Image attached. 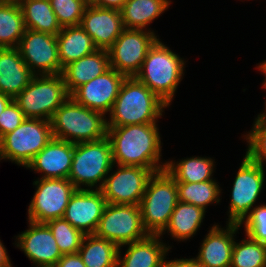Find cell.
Wrapping results in <instances>:
<instances>
[{
  "label": "cell",
  "mask_w": 266,
  "mask_h": 267,
  "mask_svg": "<svg viewBox=\"0 0 266 267\" xmlns=\"http://www.w3.org/2000/svg\"><path fill=\"white\" fill-rule=\"evenodd\" d=\"M33 184L37 189L29 204L28 220L46 223L63 218L70 197L76 191L72 182L69 179L38 178Z\"/></svg>",
  "instance_id": "cell-12"
},
{
  "label": "cell",
  "mask_w": 266,
  "mask_h": 267,
  "mask_svg": "<svg viewBox=\"0 0 266 267\" xmlns=\"http://www.w3.org/2000/svg\"><path fill=\"white\" fill-rule=\"evenodd\" d=\"M69 97L62 74L35 75L13 100L26 118L50 121Z\"/></svg>",
  "instance_id": "cell-7"
},
{
  "label": "cell",
  "mask_w": 266,
  "mask_h": 267,
  "mask_svg": "<svg viewBox=\"0 0 266 267\" xmlns=\"http://www.w3.org/2000/svg\"><path fill=\"white\" fill-rule=\"evenodd\" d=\"M17 48L34 75L62 74L56 35L26 29Z\"/></svg>",
  "instance_id": "cell-14"
},
{
  "label": "cell",
  "mask_w": 266,
  "mask_h": 267,
  "mask_svg": "<svg viewBox=\"0 0 266 267\" xmlns=\"http://www.w3.org/2000/svg\"><path fill=\"white\" fill-rule=\"evenodd\" d=\"M118 249L114 242L90 234L84 236L78 253L86 267H117Z\"/></svg>",
  "instance_id": "cell-28"
},
{
  "label": "cell",
  "mask_w": 266,
  "mask_h": 267,
  "mask_svg": "<svg viewBox=\"0 0 266 267\" xmlns=\"http://www.w3.org/2000/svg\"><path fill=\"white\" fill-rule=\"evenodd\" d=\"M111 144L107 137L74 144V153L68 179L76 189L100 190L106 176L114 167ZM98 183V184H97Z\"/></svg>",
  "instance_id": "cell-6"
},
{
  "label": "cell",
  "mask_w": 266,
  "mask_h": 267,
  "mask_svg": "<svg viewBox=\"0 0 266 267\" xmlns=\"http://www.w3.org/2000/svg\"><path fill=\"white\" fill-rule=\"evenodd\" d=\"M168 105L135 76L126 77L114 102L107 127L157 123Z\"/></svg>",
  "instance_id": "cell-2"
},
{
  "label": "cell",
  "mask_w": 266,
  "mask_h": 267,
  "mask_svg": "<svg viewBox=\"0 0 266 267\" xmlns=\"http://www.w3.org/2000/svg\"><path fill=\"white\" fill-rule=\"evenodd\" d=\"M185 62L158 38L135 77L169 106L183 79Z\"/></svg>",
  "instance_id": "cell-3"
},
{
  "label": "cell",
  "mask_w": 266,
  "mask_h": 267,
  "mask_svg": "<svg viewBox=\"0 0 266 267\" xmlns=\"http://www.w3.org/2000/svg\"><path fill=\"white\" fill-rule=\"evenodd\" d=\"M61 27L78 26L86 4L83 0H49Z\"/></svg>",
  "instance_id": "cell-34"
},
{
  "label": "cell",
  "mask_w": 266,
  "mask_h": 267,
  "mask_svg": "<svg viewBox=\"0 0 266 267\" xmlns=\"http://www.w3.org/2000/svg\"><path fill=\"white\" fill-rule=\"evenodd\" d=\"M73 153V143L53 137L26 168L43 173L42 179H68Z\"/></svg>",
  "instance_id": "cell-19"
},
{
  "label": "cell",
  "mask_w": 266,
  "mask_h": 267,
  "mask_svg": "<svg viewBox=\"0 0 266 267\" xmlns=\"http://www.w3.org/2000/svg\"><path fill=\"white\" fill-rule=\"evenodd\" d=\"M106 204L100 190L76 189L70 197L63 218L84 235L94 234Z\"/></svg>",
  "instance_id": "cell-16"
},
{
  "label": "cell",
  "mask_w": 266,
  "mask_h": 267,
  "mask_svg": "<svg viewBox=\"0 0 266 267\" xmlns=\"http://www.w3.org/2000/svg\"><path fill=\"white\" fill-rule=\"evenodd\" d=\"M162 267H204V266H202L194 257L190 259L186 258L174 259L171 261L164 259Z\"/></svg>",
  "instance_id": "cell-39"
},
{
  "label": "cell",
  "mask_w": 266,
  "mask_h": 267,
  "mask_svg": "<svg viewBox=\"0 0 266 267\" xmlns=\"http://www.w3.org/2000/svg\"><path fill=\"white\" fill-rule=\"evenodd\" d=\"M114 165L141 166L165 170L161 160V139L156 123L107 127Z\"/></svg>",
  "instance_id": "cell-1"
},
{
  "label": "cell",
  "mask_w": 266,
  "mask_h": 267,
  "mask_svg": "<svg viewBox=\"0 0 266 267\" xmlns=\"http://www.w3.org/2000/svg\"><path fill=\"white\" fill-rule=\"evenodd\" d=\"M178 202L175 179L166 169L153 173L139 204L145 231L150 235H160Z\"/></svg>",
  "instance_id": "cell-5"
},
{
  "label": "cell",
  "mask_w": 266,
  "mask_h": 267,
  "mask_svg": "<svg viewBox=\"0 0 266 267\" xmlns=\"http://www.w3.org/2000/svg\"><path fill=\"white\" fill-rule=\"evenodd\" d=\"M127 245L124 256L121 247L118 249L117 267H162L170 246L164 244L160 235L148 234L144 239Z\"/></svg>",
  "instance_id": "cell-21"
},
{
  "label": "cell",
  "mask_w": 266,
  "mask_h": 267,
  "mask_svg": "<svg viewBox=\"0 0 266 267\" xmlns=\"http://www.w3.org/2000/svg\"><path fill=\"white\" fill-rule=\"evenodd\" d=\"M7 254L8 252L6 251V248L4 247L3 243L0 240V267H6L12 265L9 255Z\"/></svg>",
  "instance_id": "cell-41"
},
{
  "label": "cell",
  "mask_w": 266,
  "mask_h": 267,
  "mask_svg": "<svg viewBox=\"0 0 266 267\" xmlns=\"http://www.w3.org/2000/svg\"><path fill=\"white\" fill-rule=\"evenodd\" d=\"M56 239L62 255L78 253L84 234L74 228L66 219L57 218L46 222Z\"/></svg>",
  "instance_id": "cell-33"
},
{
  "label": "cell",
  "mask_w": 266,
  "mask_h": 267,
  "mask_svg": "<svg viewBox=\"0 0 266 267\" xmlns=\"http://www.w3.org/2000/svg\"><path fill=\"white\" fill-rule=\"evenodd\" d=\"M26 29L58 35L62 27L49 0H22L19 2Z\"/></svg>",
  "instance_id": "cell-27"
},
{
  "label": "cell",
  "mask_w": 266,
  "mask_h": 267,
  "mask_svg": "<svg viewBox=\"0 0 266 267\" xmlns=\"http://www.w3.org/2000/svg\"><path fill=\"white\" fill-rule=\"evenodd\" d=\"M157 39L150 29H124L107 50L110 67L126 77H134L140 71L149 48Z\"/></svg>",
  "instance_id": "cell-11"
},
{
  "label": "cell",
  "mask_w": 266,
  "mask_h": 267,
  "mask_svg": "<svg viewBox=\"0 0 266 267\" xmlns=\"http://www.w3.org/2000/svg\"><path fill=\"white\" fill-rule=\"evenodd\" d=\"M87 6L95 5L99 0H83Z\"/></svg>",
  "instance_id": "cell-45"
},
{
  "label": "cell",
  "mask_w": 266,
  "mask_h": 267,
  "mask_svg": "<svg viewBox=\"0 0 266 267\" xmlns=\"http://www.w3.org/2000/svg\"><path fill=\"white\" fill-rule=\"evenodd\" d=\"M28 222L29 228L16 237L15 245L36 267H54L62 254L50 228L46 223Z\"/></svg>",
  "instance_id": "cell-17"
},
{
  "label": "cell",
  "mask_w": 266,
  "mask_h": 267,
  "mask_svg": "<svg viewBox=\"0 0 266 267\" xmlns=\"http://www.w3.org/2000/svg\"><path fill=\"white\" fill-rule=\"evenodd\" d=\"M257 69H259L266 77V60L263 61V63H260L259 66H257ZM263 87L266 89V78L264 79Z\"/></svg>",
  "instance_id": "cell-44"
},
{
  "label": "cell",
  "mask_w": 266,
  "mask_h": 267,
  "mask_svg": "<svg viewBox=\"0 0 266 267\" xmlns=\"http://www.w3.org/2000/svg\"><path fill=\"white\" fill-rule=\"evenodd\" d=\"M246 235L252 240L266 245V205L254 207L250 214L243 220Z\"/></svg>",
  "instance_id": "cell-36"
},
{
  "label": "cell",
  "mask_w": 266,
  "mask_h": 267,
  "mask_svg": "<svg viewBox=\"0 0 266 267\" xmlns=\"http://www.w3.org/2000/svg\"><path fill=\"white\" fill-rule=\"evenodd\" d=\"M246 236L234 242L230 267H266V245Z\"/></svg>",
  "instance_id": "cell-32"
},
{
  "label": "cell",
  "mask_w": 266,
  "mask_h": 267,
  "mask_svg": "<svg viewBox=\"0 0 266 267\" xmlns=\"http://www.w3.org/2000/svg\"><path fill=\"white\" fill-rule=\"evenodd\" d=\"M252 130L244 137L247 140L246 155L264 167L266 163V124H253Z\"/></svg>",
  "instance_id": "cell-35"
},
{
  "label": "cell",
  "mask_w": 266,
  "mask_h": 267,
  "mask_svg": "<svg viewBox=\"0 0 266 267\" xmlns=\"http://www.w3.org/2000/svg\"><path fill=\"white\" fill-rule=\"evenodd\" d=\"M25 118L17 103L12 100L0 114V139L15 130Z\"/></svg>",
  "instance_id": "cell-37"
},
{
  "label": "cell",
  "mask_w": 266,
  "mask_h": 267,
  "mask_svg": "<svg viewBox=\"0 0 266 267\" xmlns=\"http://www.w3.org/2000/svg\"><path fill=\"white\" fill-rule=\"evenodd\" d=\"M109 68L107 50L97 49L94 53L69 63L62 71L67 92L71 95L78 87L102 75Z\"/></svg>",
  "instance_id": "cell-23"
},
{
  "label": "cell",
  "mask_w": 266,
  "mask_h": 267,
  "mask_svg": "<svg viewBox=\"0 0 266 267\" xmlns=\"http://www.w3.org/2000/svg\"><path fill=\"white\" fill-rule=\"evenodd\" d=\"M52 138L50 121L25 118L15 130L0 139V160L7 159L26 168Z\"/></svg>",
  "instance_id": "cell-8"
},
{
  "label": "cell",
  "mask_w": 266,
  "mask_h": 267,
  "mask_svg": "<svg viewBox=\"0 0 266 267\" xmlns=\"http://www.w3.org/2000/svg\"><path fill=\"white\" fill-rule=\"evenodd\" d=\"M264 182V167L245 155L232 186L227 223L243 222L258 200Z\"/></svg>",
  "instance_id": "cell-10"
},
{
  "label": "cell",
  "mask_w": 266,
  "mask_h": 267,
  "mask_svg": "<svg viewBox=\"0 0 266 267\" xmlns=\"http://www.w3.org/2000/svg\"><path fill=\"white\" fill-rule=\"evenodd\" d=\"M97 237L118 247L144 239L148 233L142 225L139 205L106 204L96 232Z\"/></svg>",
  "instance_id": "cell-9"
},
{
  "label": "cell",
  "mask_w": 266,
  "mask_h": 267,
  "mask_svg": "<svg viewBox=\"0 0 266 267\" xmlns=\"http://www.w3.org/2000/svg\"><path fill=\"white\" fill-rule=\"evenodd\" d=\"M205 210L195 205L179 201L170 217L169 223L163 234L167 231L172 238L178 241H184L192 238L201 227L205 217Z\"/></svg>",
  "instance_id": "cell-26"
},
{
  "label": "cell",
  "mask_w": 266,
  "mask_h": 267,
  "mask_svg": "<svg viewBox=\"0 0 266 267\" xmlns=\"http://www.w3.org/2000/svg\"><path fill=\"white\" fill-rule=\"evenodd\" d=\"M214 160L207 157H190L177 162L168 161L166 171L176 182H202L215 180L212 178Z\"/></svg>",
  "instance_id": "cell-30"
},
{
  "label": "cell",
  "mask_w": 266,
  "mask_h": 267,
  "mask_svg": "<svg viewBox=\"0 0 266 267\" xmlns=\"http://www.w3.org/2000/svg\"><path fill=\"white\" fill-rule=\"evenodd\" d=\"M25 30L19 3L0 0V48L18 47Z\"/></svg>",
  "instance_id": "cell-29"
},
{
  "label": "cell",
  "mask_w": 266,
  "mask_h": 267,
  "mask_svg": "<svg viewBox=\"0 0 266 267\" xmlns=\"http://www.w3.org/2000/svg\"><path fill=\"white\" fill-rule=\"evenodd\" d=\"M50 122L54 138L73 144L98 141L107 135L106 115L80 105L71 96L55 111Z\"/></svg>",
  "instance_id": "cell-4"
},
{
  "label": "cell",
  "mask_w": 266,
  "mask_h": 267,
  "mask_svg": "<svg viewBox=\"0 0 266 267\" xmlns=\"http://www.w3.org/2000/svg\"><path fill=\"white\" fill-rule=\"evenodd\" d=\"M169 0H127L120 10L125 29L147 30L168 9Z\"/></svg>",
  "instance_id": "cell-25"
},
{
  "label": "cell",
  "mask_w": 266,
  "mask_h": 267,
  "mask_svg": "<svg viewBox=\"0 0 266 267\" xmlns=\"http://www.w3.org/2000/svg\"><path fill=\"white\" fill-rule=\"evenodd\" d=\"M56 39L58 43V58L62 68L97 50L92 38L80 25L62 27Z\"/></svg>",
  "instance_id": "cell-24"
},
{
  "label": "cell",
  "mask_w": 266,
  "mask_h": 267,
  "mask_svg": "<svg viewBox=\"0 0 266 267\" xmlns=\"http://www.w3.org/2000/svg\"><path fill=\"white\" fill-rule=\"evenodd\" d=\"M218 182L214 180L202 182H176L178 191V200L189 203L206 211L211 203L220 202L221 190Z\"/></svg>",
  "instance_id": "cell-31"
},
{
  "label": "cell",
  "mask_w": 266,
  "mask_h": 267,
  "mask_svg": "<svg viewBox=\"0 0 266 267\" xmlns=\"http://www.w3.org/2000/svg\"><path fill=\"white\" fill-rule=\"evenodd\" d=\"M265 104V110H266V102ZM254 124H266V111L262 114L257 115V118H255Z\"/></svg>",
  "instance_id": "cell-43"
},
{
  "label": "cell",
  "mask_w": 266,
  "mask_h": 267,
  "mask_svg": "<svg viewBox=\"0 0 266 267\" xmlns=\"http://www.w3.org/2000/svg\"><path fill=\"white\" fill-rule=\"evenodd\" d=\"M239 228V224L227 223L226 229L213 225L195 259L204 267H230L235 242L234 234L236 235Z\"/></svg>",
  "instance_id": "cell-20"
},
{
  "label": "cell",
  "mask_w": 266,
  "mask_h": 267,
  "mask_svg": "<svg viewBox=\"0 0 266 267\" xmlns=\"http://www.w3.org/2000/svg\"><path fill=\"white\" fill-rule=\"evenodd\" d=\"M80 26L99 50H108L125 29L119 10L86 6Z\"/></svg>",
  "instance_id": "cell-18"
},
{
  "label": "cell",
  "mask_w": 266,
  "mask_h": 267,
  "mask_svg": "<svg viewBox=\"0 0 266 267\" xmlns=\"http://www.w3.org/2000/svg\"><path fill=\"white\" fill-rule=\"evenodd\" d=\"M127 0H99L95 5L101 8L121 10Z\"/></svg>",
  "instance_id": "cell-40"
},
{
  "label": "cell",
  "mask_w": 266,
  "mask_h": 267,
  "mask_svg": "<svg viewBox=\"0 0 266 267\" xmlns=\"http://www.w3.org/2000/svg\"><path fill=\"white\" fill-rule=\"evenodd\" d=\"M125 78L124 74L110 67L102 75L78 87L70 96L80 105L105 115L111 112Z\"/></svg>",
  "instance_id": "cell-15"
},
{
  "label": "cell",
  "mask_w": 266,
  "mask_h": 267,
  "mask_svg": "<svg viewBox=\"0 0 266 267\" xmlns=\"http://www.w3.org/2000/svg\"><path fill=\"white\" fill-rule=\"evenodd\" d=\"M35 75L24 62L19 49L0 48V92L13 99Z\"/></svg>",
  "instance_id": "cell-22"
},
{
  "label": "cell",
  "mask_w": 266,
  "mask_h": 267,
  "mask_svg": "<svg viewBox=\"0 0 266 267\" xmlns=\"http://www.w3.org/2000/svg\"><path fill=\"white\" fill-rule=\"evenodd\" d=\"M12 100V97L0 92V114Z\"/></svg>",
  "instance_id": "cell-42"
},
{
  "label": "cell",
  "mask_w": 266,
  "mask_h": 267,
  "mask_svg": "<svg viewBox=\"0 0 266 267\" xmlns=\"http://www.w3.org/2000/svg\"><path fill=\"white\" fill-rule=\"evenodd\" d=\"M54 267H86L79 253L64 254Z\"/></svg>",
  "instance_id": "cell-38"
},
{
  "label": "cell",
  "mask_w": 266,
  "mask_h": 267,
  "mask_svg": "<svg viewBox=\"0 0 266 267\" xmlns=\"http://www.w3.org/2000/svg\"><path fill=\"white\" fill-rule=\"evenodd\" d=\"M155 172L158 171L117 164V171L106 176L100 191L108 204L139 205L149 178Z\"/></svg>",
  "instance_id": "cell-13"
}]
</instances>
